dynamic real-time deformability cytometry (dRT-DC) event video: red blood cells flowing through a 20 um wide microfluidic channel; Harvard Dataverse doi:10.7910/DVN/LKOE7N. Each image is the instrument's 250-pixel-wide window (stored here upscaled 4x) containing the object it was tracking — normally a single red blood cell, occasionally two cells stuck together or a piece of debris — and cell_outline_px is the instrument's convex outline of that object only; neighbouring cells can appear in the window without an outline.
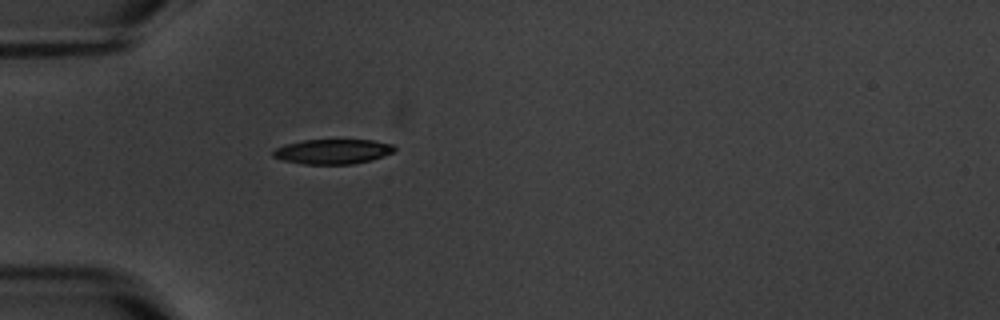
{"species": "common noctule bat (a hibernating species)", "species_latin": "Nyctalus noctula", "temperature_condition": "warm", "stored_images_in_passage": 1, "camera_frame_rate_fps": 3000, "um_per_image_px": 0.085, "animal": {"sex": "male", "body_mass_g": 20.1, "forearm_length_mm": 53.5}, "frame": {"image": 1, "passage_image": 1, "time_ms": 0.0, "image_size_px": [1000, 320], "cell_outline_px": [[396, 148], [392, 152], [384, 156], [372, 160], [352, 164], [304, 164], [284, 160], [272, 156], [272, 152], [276, 148], [284, 144], [304, 140], [372, 140], [392, 144]], "centroid_in_image_um": [28.28, 12.88], "position_along_channel_um": 56.7, "area_um2": 17.51}}